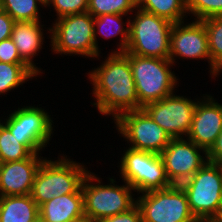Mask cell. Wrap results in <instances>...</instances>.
<instances>
[{
  "mask_svg": "<svg viewBox=\"0 0 222 222\" xmlns=\"http://www.w3.org/2000/svg\"><path fill=\"white\" fill-rule=\"evenodd\" d=\"M32 222H43L42 220H41V218L40 217H38L37 219H35L34 221H32Z\"/></svg>",
  "mask_w": 222,
  "mask_h": 222,
  "instance_id": "36",
  "label": "cell"
},
{
  "mask_svg": "<svg viewBox=\"0 0 222 222\" xmlns=\"http://www.w3.org/2000/svg\"><path fill=\"white\" fill-rule=\"evenodd\" d=\"M99 179L89 171L81 187L84 195V215L90 222H99L104 218L127 212L136 205L132 196L134 189L126 182L125 185L118 186L113 178H109L110 184L101 185ZM93 180L97 183L93 184Z\"/></svg>",
  "mask_w": 222,
  "mask_h": 222,
  "instance_id": "3",
  "label": "cell"
},
{
  "mask_svg": "<svg viewBox=\"0 0 222 222\" xmlns=\"http://www.w3.org/2000/svg\"><path fill=\"white\" fill-rule=\"evenodd\" d=\"M137 8V0H88V10L93 17L104 14L128 15Z\"/></svg>",
  "mask_w": 222,
  "mask_h": 222,
  "instance_id": "25",
  "label": "cell"
},
{
  "mask_svg": "<svg viewBox=\"0 0 222 222\" xmlns=\"http://www.w3.org/2000/svg\"><path fill=\"white\" fill-rule=\"evenodd\" d=\"M137 7L174 23L184 21L186 0H137Z\"/></svg>",
  "mask_w": 222,
  "mask_h": 222,
  "instance_id": "21",
  "label": "cell"
},
{
  "mask_svg": "<svg viewBox=\"0 0 222 222\" xmlns=\"http://www.w3.org/2000/svg\"><path fill=\"white\" fill-rule=\"evenodd\" d=\"M43 222H73L84 215V195L80 188L76 193L54 197L39 206Z\"/></svg>",
  "mask_w": 222,
  "mask_h": 222,
  "instance_id": "17",
  "label": "cell"
},
{
  "mask_svg": "<svg viewBox=\"0 0 222 222\" xmlns=\"http://www.w3.org/2000/svg\"><path fill=\"white\" fill-rule=\"evenodd\" d=\"M212 221L213 222H222V206L220 207L219 213Z\"/></svg>",
  "mask_w": 222,
  "mask_h": 222,
  "instance_id": "34",
  "label": "cell"
},
{
  "mask_svg": "<svg viewBox=\"0 0 222 222\" xmlns=\"http://www.w3.org/2000/svg\"><path fill=\"white\" fill-rule=\"evenodd\" d=\"M137 198L143 222H199L190 210L180 185L143 192Z\"/></svg>",
  "mask_w": 222,
  "mask_h": 222,
  "instance_id": "9",
  "label": "cell"
},
{
  "mask_svg": "<svg viewBox=\"0 0 222 222\" xmlns=\"http://www.w3.org/2000/svg\"><path fill=\"white\" fill-rule=\"evenodd\" d=\"M114 122L130 148L136 150L160 154L172 140L143 109L122 113Z\"/></svg>",
  "mask_w": 222,
  "mask_h": 222,
  "instance_id": "10",
  "label": "cell"
},
{
  "mask_svg": "<svg viewBox=\"0 0 222 222\" xmlns=\"http://www.w3.org/2000/svg\"><path fill=\"white\" fill-rule=\"evenodd\" d=\"M135 10L137 13L129 24V40L125 53L169 59L173 23L138 7Z\"/></svg>",
  "mask_w": 222,
  "mask_h": 222,
  "instance_id": "4",
  "label": "cell"
},
{
  "mask_svg": "<svg viewBox=\"0 0 222 222\" xmlns=\"http://www.w3.org/2000/svg\"><path fill=\"white\" fill-rule=\"evenodd\" d=\"M39 217V206L30 194L0 196V222H32Z\"/></svg>",
  "mask_w": 222,
  "mask_h": 222,
  "instance_id": "19",
  "label": "cell"
},
{
  "mask_svg": "<svg viewBox=\"0 0 222 222\" xmlns=\"http://www.w3.org/2000/svg\"><path fill=\"white\" fill-rule=\"evenodd\" d=\"M99 113L116 120L122 113L140 110L128 53H110L88 74Z\"/></svg>",
  "mask_w": 222,
  "mask_h": 222,
  "instance_id": "1",
  "label": "cell"
},
{
  "mask_svg": "<svg viewBox=\"0 0 222 222\" xmlns=\"http://www.w3.org/2000/svg\"><path fill=\"white\" fill-rule=\"evenodd\" d=\"M222 71V57L220 59H218L214 64L213 67L210 71V74L212 75V78L214 76L217 77L218 74H220V72Z\"/></svg>",
  "mask_w": 222,
  "mask_h": 222,
  "instance_id": "33",
  "label": "cell"
},
{
  "mask_svg": "<svg viewBox=\"0 0 222 222\" xmlns=\"http://www.w3.org/2000/svg\"><path fill=\"white\" fill-rule=\"evenodd\" d=\"M191 212L199 222L212 221L222 206L221 165L207 161L190 179L180 184Z\"/></svg>",
  "mask_w": 222,
  "mask_h": 222,
  "instance_id": "6",
  "label": "cell"
},
{
  "mask_svg": "<svg viewBox=\"0 0 222 222\" xmlns=\"http://www.w3.org/2000/svg\"><path fill=\"white\" fill-rule=\"evenodd\" d=\"M122 180L137 192L166 189L172 186L167 178L160 154L128 147L120 161Z\"/></svg>",
  "mask_w": 222,
  "mask_h": 222,
  "instance_id": "8",
  "label": "cell"
},
{
  "mask_svg": "<svg viewBox=\"0 0 222 222\" xmlns=\"http://www.w3.org/2000/svg\"><path fill=\"white\" fill-rule=\"evenodd\" d=\"M206 28L211 63L222 57V16L201 20Z\"/></svg>",
  "mask_w": 222,
  "mask_h": 222,
  "instance_id": "26",
  "label": "cell"
},
{
  "mask_svg": "<svg viewBox=\"0 0 222 222\" xmlns=\"http://www.w3.org/2000/svg\"><path fill=\"white\" fill-rule=\"evenodd\" d=\"M203 99L202 102L197 101L186 139L208 152L222 130V104L209 95L203 96Z\"/></svg>",
  "mask_w": 222,
  "mask_h": 222,
  "instance_id": "15",
  "label": "cell"
},
{
  "mask_svg": "<svg viewBox=\"0 0 222 222\" xmlns=\"http://www.w3.org/2000/svg\"><path fill=\"white\" fill-rule=\"evenodd\" d=\"M188 14H193L195 20L222 16V0H186Z\"/></svg>",
  "mask_w": 222,
  "mask_h": 222,
  "instance_id": "27",
  "label": "cell"
},
{
  "mask_svg": "<svg viewBox=\"0 0 222 222\" xmlns=\"http://www.w3.org/2000/svg\"><path fill=\"white\" fill-rule=\"evenodd\" d=\"M51 33V47L56 54L82 55L97 58L94 40V17L89 13L56 18Z\"/></svg>",
  "mask_w": 222,
  "mask_h": 222,
  "instance_id": "7",
  "label": "cell"
},
{
  "mask_svg": "<svg viewBox=\"0 0 222 222\" xmlns=\"http://www.w3.org/2000/svg\"><path fill=\"white\" fill-rule=\"evenodd\" d=\"M73 222H90V221L87 218H81V219L73 221Z\"/></svg>",
  "mask_w": 222,
  "mask_h": 222,
  "instance_id": "35",
  "label": "cell"
},
{
  "mask_svg": "<svg viewBox=\"0 0 222 222\" xmlns=\"http://www.w3.org/2000/svg\"><path fill=\"white\" fill-rule=\"evenodd\" d=\"M41 22L21 21L15 22L11 39L17 47L20 57L40 75L41 69L32 61L33 57L42 49L44 35ZM36 66V67H35Z\"/></svg>",
  "mask_w": 222,
  "mask_h": 222,
  "instance_id": "18",
  "label": "cell"
},
{
  "mask_svg": "<svg viewBox=\"0 0 222 222\" xmlns=\"http://www.w3.org/2000/svg\"><path fill=\"white\" fill-rule=\"evenodd\" d=\"M51 115L41 107L24 106L2 122L32 153H39L53 134Z\"/></svg>",
  "mask_w": 222,
  "mask_h": 222,
  "instance_id": "11",
  "label": "cell"
},
{
  "mask_svg": "<svg viewBox=\"0 0 222 222\" xmlns=\"http://www.w3.org/2000/svg\"><path fill=\"white\" fill-rule=\"evenodd\" d=\"M201 151L205 154L203 157ZM160 156L172 185H180L190 179L208 161L204 149L184 138L172 139Z\"/></svg>",
  "mask_w": 222,
  "mask_h": 222,
  "instance_id": "13",
  "label": "cell"
},
{
  "mask_svg": "<svg viewBox=\"0 0 222 222\" xmlns=\"http://www.w3.org/2000/svg\"><path fill=\"white\" fill-rule=\"evenodd\" d=\"M15 21L5 11L0 9V42L11 38Z\"/></svg>",
  "mask_w": 222,
  "mask_h": 222,
  "instance_id": "31",
  "label": "cell"
},
{
  "mask_svg": "<svg viewBox=\"0 0 222 222\" xmlns=\"http://www.w3.org/2000/svg\"><path fill=\"white\" fill-rule=\"evenodd\" d=\"M39 153L20 161L0 163V196L31 194L36 173L44 160Z\"/></svg>",
  "mask_w": 222,
  "mask_h": 222,
  "instance_id": "16",
  "label": "cell"
},
{
  "mask_svg": "<svg viewBox=\"0 0 222 222\" xmlns=\"http://www.w3.org/2000/svg\"><path fill=\"white\" fill-rule=\"evenodd\" d=\"M0 62L11 64H27L19 55L11 38L0 42Z\"/></svg>",
  "mask_w": 222,
  "mask_h": 222,
  "instance_id": "29",
  "label": "cell"
},
{
  "mask_svg": "<svg viewBox=\"0 0 222 222\" xmlns=\"http://www.w3.org/2000/svg\"><path fill=\"white\" fill-rule=\"evenodd\" d=\"M47 6H53L57 17L71 14H81L88 10V0H45Z\"/></svg>",
  "mask_w": 222,
  "mask_h": 222,
  "instance_id": "28",
  "label": "cell"
},
{
  "mask_svg": "<svg viewBox=\"0 0 222 222\" xmlns=\"http://www.w3.org/2000/svg\"><path fill=\"white\" fill-rule=\"evenodd\" d=\"M65 157H58L56 161L44 158L42 161L30 194L38 206L54 197L76 193L82 187L89 171L82 164Z\"/></svg>",
  "mask_w": 222,
  "mask_h": 222,
  "instance_id": "2",
  "label": "cell"
},
{
  "mask_svg": "<svg viewBox=\"0 0 222 222\" xmlns=\"http://www.w3.org/2000/svg\"><path fill=\"white\" fill-rule=\"evenodd\" d=\"M99 222H143V220L139 207L135 205L127 212L104 218Z\"/></svg>",
  "mask_w": 222,
  "mask_h": 222,
  "instance_id": "30",
  "label": "cell"
},
{
  "mask_svg": "<svg viewBox=\"0 0 222 222\" xmlns=\"http://www.w3.org/2000/svg\"><path fill=\"white\" fill-rule=\"evenodd\" d=\"M207 159L209 162L219 165L222 164V130L213 146L207 152Z\"/></svg>",
  "mask_w": 222,
  "mask_h": 222,
  "instance_id": "32",
  "label": "cell"
},
{
  "mask_svg": "<svg viewBox=\"0 0 222 222\" xmlns=\"http://www.w3.org/2000/svg\"><path fill=\"white\" fill-rule=\"evenodd\" d=\"M38 74L28 64L0 62V95L18 88Z\"/></svg>",
  "mask_w": 222,
  "mask_h": 222,
  "instance_id": "22",
  "label": "cell"
},
{
  "mask_svg": "<svg viewBox=\"0 0 222 222\" xmlns=\"http://www.w3.org/2000/svg\"><path fill=\"white\" fill-rule=\"evenodd\" d=\"M124 15L122 14H104L99 17H94V40L96 43L97 48V57H99V47H98V41H97V35L100 34L105 39H109L112 37H115L116 35L120 34V44L119 48H117V51H114L112 53H124L127 46H128V40H129V24L130 19L127 18V27L123 24H126L122 22V17ZM124 26V28H123ZM97 27V28H96Z\"/></svg>",
  "mask_w": 222,
  "mask_h": 222,
  "instance_id": "20",
  "label": "cell"
},
{
  "mask_svg": "<svg viewBox=\"0 0 222 222\" xmlns=\"http://www.w3.org/2000/svg\"><path fill=\"white\" fill-rule=\"evenodd\" d=\"M32 154L3 123L0 124V163L20 161Z\"/></svg>",
  "mask_w": 222,
  "mask_h": 222,
  "instance_id": "24",
  "label": "cell"
},
{
  "mask_svg": "<svg viewBox=\"0 0 222 222\" xmlns=\"http://www.w3.org/2000/svg\"><path fill=\"white\" fill-rule=\"evenodd\" d=\"M129 61L142 108L174 93L178 79L170 70V65L173 66L170 59L129 54Z\"/></svg>",
  "mask_w": 222,
  "mask_h": 222,
  "instance_id": "5",
  "label": "cell"
},
{
  "mask_svg": "<svg viewBox=\"0 0 222 222\" xmlns=\"http://www.w3.org/2000/svg\"><path fill=\"white\" fill-rule=\"evenodd\" d=\"M38 5L46 6L45 0H0V9L7 12L15 22L41 21Z\"/></svg>",
  "mask_w": 222,
  "mask_h": 222,
  "instance_id": "23",
  "label": "cell"
},
{
  "mask_svg": "<svg viewBox=\"0 0 222 222\" xmlns=\"http://www.w3.org/2000/svg\"><path fill=\"white\" fill-rule=\"evenodd\" d=\"M197 102L183 96L171 95L145 105L142 109L161 126L172 139L187 137ZM185 135V137H184Z\"/></svg>",
  "mask_w": 222,
  "mask_h": 222,
  "instance_id": "12",
  "label": "cell"
},
{
  "mask_svg": "<svg viewBox=\"0 0 222 222\" xmlns=\"http://www.w3.org/2000/svg\"><path fill=\"white\" fill-rule=\"evenodd\" d=\"M175 57L187 59H207L210 71L213 67L208 48V37L204 23L195 20L184 25L174 23L170 33L169 59L175 63Z\"/></svg>",
  "mask_w": 222,
  "mask_h": 222,
  "instance_id": "14",
  "label": "cell"
}]
</instances>
